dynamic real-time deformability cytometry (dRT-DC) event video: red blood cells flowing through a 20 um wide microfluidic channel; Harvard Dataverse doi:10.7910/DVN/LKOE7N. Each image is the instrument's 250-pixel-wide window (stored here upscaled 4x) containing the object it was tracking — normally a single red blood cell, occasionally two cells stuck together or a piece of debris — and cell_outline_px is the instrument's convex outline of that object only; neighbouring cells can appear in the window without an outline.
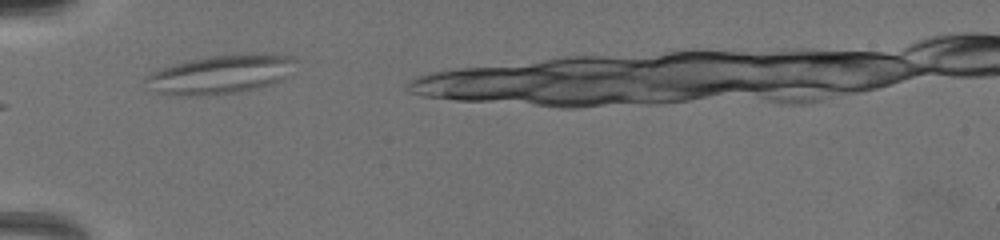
{"species": "common noctule bat (a hibernating species)", "species_latin": "Nyctalus noctula", "temperature_condition": "warm", "stored_images_in_passage": 20, "camera_frame_rate_fps": 3000, "um_per_image_px": 0.085, "animal": {"sex": "female", "body_mass_g": 19.5, "forearm_length_mm": 54.1}, "frame": {"image": 1, "passage_image": 1, "time_ms": 0.0, "image_size_px": [1000, 240], "cell_outline_px": [[296, 60], [276, 80], [268, 84], [256, 88], [236, 92], [160, 92], [148, 76], [152, 72], [176, 64], [192, 60], [212, 56], [252, 52], [264, 52], [288, 56]], "centroid_in_image_um": [18.89, 6.21], "position_along_channel_um": 66.1, "area_um2": 30.81}}
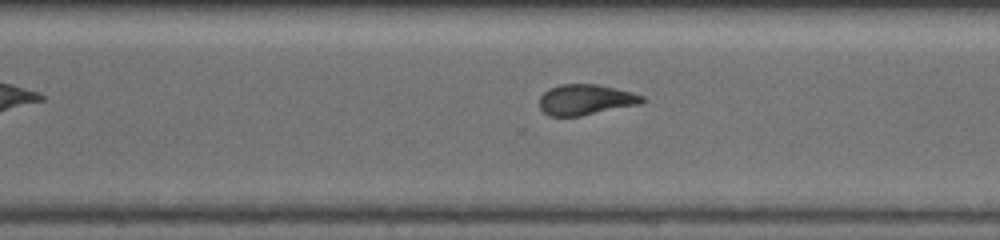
{"frame": {"image": 2, "passage_image": 15, "time_ms": 5.667, "image_size_px": [1000, 240], "cell_outline_px": [[644, 100], [640, 104], [580, 116], [548, 116], [540, 108], [540, 96], [548, 88], [560, 84], [596, 84], [632, 92], [644, 96]], "centroid_in_image_um": [49.75, 8.47], "position_along_channel_um": 320.8, "area_um2": 18.26}}